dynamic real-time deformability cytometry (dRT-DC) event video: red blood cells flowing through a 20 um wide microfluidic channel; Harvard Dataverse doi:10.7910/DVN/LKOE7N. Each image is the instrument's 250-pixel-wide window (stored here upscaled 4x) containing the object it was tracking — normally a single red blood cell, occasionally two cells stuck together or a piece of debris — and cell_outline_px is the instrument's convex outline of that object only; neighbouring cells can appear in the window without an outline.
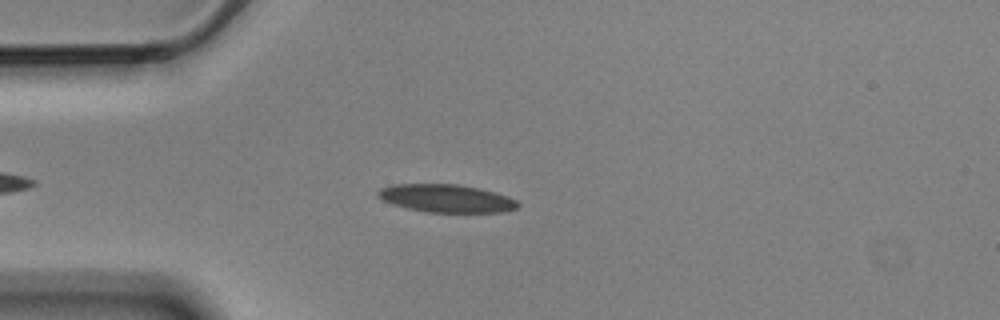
{"species": "Egyptian fruit bat (a non-hibernating species)", "species_latin": "Rousettus aegyptiacus", "temperature_condition": "cold", "stored_images_in_passage": 6, "camera_frame_rate_fps": 3000, "um_per_image_px": 0.085, "animal": {"sex": "male"}, "frame": {"image": 1, "passage_image": 5, "time_ms": 1.333, "image_size_px": [1000, 320], "cell_outline_px": [[520, 204], [516, 208], [504, 212], [424, 212], [392, 204], [376, 196], [376, 192], [380, 188], [392, 184], [460, 184], [480, 188], [496, 192], [508, 196], [516, 200]], "centroid_in_image_um": [37.93, 16.85], "position_along_channel_um": 47.1, "area_um2": 22.95}}